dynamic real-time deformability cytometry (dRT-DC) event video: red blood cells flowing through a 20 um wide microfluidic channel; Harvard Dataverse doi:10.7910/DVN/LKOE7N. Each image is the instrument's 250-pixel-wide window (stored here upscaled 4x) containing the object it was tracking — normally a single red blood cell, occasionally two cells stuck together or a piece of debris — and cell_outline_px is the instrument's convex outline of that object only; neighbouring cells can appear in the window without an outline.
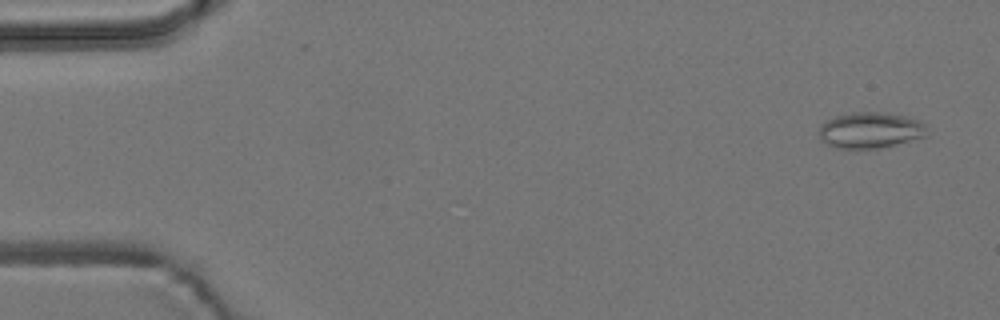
{"species": "common noctule bat (a hibernating species)", "species_latin": "Nyctalus noctula", "temperature_condition": "room temperature", "stored_images_in_passage": 4, "camera_frame_rate_fps": 3000, "um_per_image_px": 0.085, "animal": {"sex": "male", "body_mass_g": 19.2, "forearm_length_mm": 51.8}, "frame": {"image": 1, "passage_image": 1, "time_ms": 0.0, "image_size_px": [1000, 320], "cell_outline_px": [[928, 136], [880, 148], [832, 148], [820, 136], [820, 124], [836, 116], [852, 112], [880, 112], [904, 116], [916, 120], [924, 124]], "centroid_in_image_um": [73.98, 11.07], "position_along_channel_um": 11.0, "area_um2": 22.37}}